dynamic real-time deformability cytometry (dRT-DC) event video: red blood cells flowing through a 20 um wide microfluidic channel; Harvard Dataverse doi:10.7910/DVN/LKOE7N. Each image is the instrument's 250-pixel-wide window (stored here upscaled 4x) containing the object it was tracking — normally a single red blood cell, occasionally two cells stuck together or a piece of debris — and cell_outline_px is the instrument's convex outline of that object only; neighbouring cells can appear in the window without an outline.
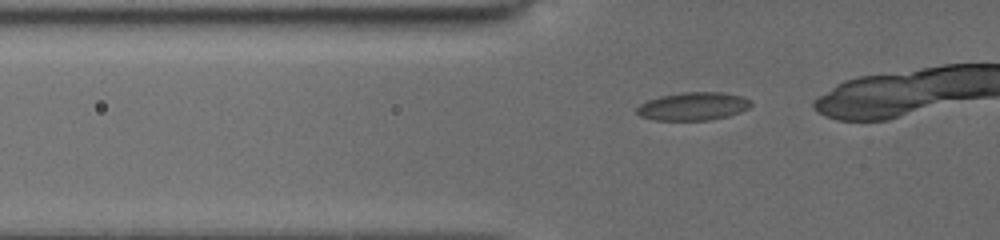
{"species": "common noctule bat (a hibernating species)", "species_latin": "Nyctalus noctula", "temperature_condition": "cold", "stored_images_in_passage": 16, "camera_frame_rate_fps": 3000, "um_per_image_px": 0.085, "animal": {"sex": "female", "body_mass_g": 19.5, "forearm_length_mm": 54.1}, "frame": {"image": 1, "passage_image": 9, "time_ms": 3.667, "image_size_px": [1000, 240], "cell_outline_px": [[752, 104], [748, 108], [740, 112], [728, 116], [708, 120], [656, 120], [640, 116], [636, 112], [636, 108], [640, 104], [648, 100], [660, 96], [680, 92], [724, 92], [740, 96], [752, 100]], "centroid_in_image_um": [58.92, 9.03], "position_along_channel_um": 66.9, "area_um2": 18.73}}
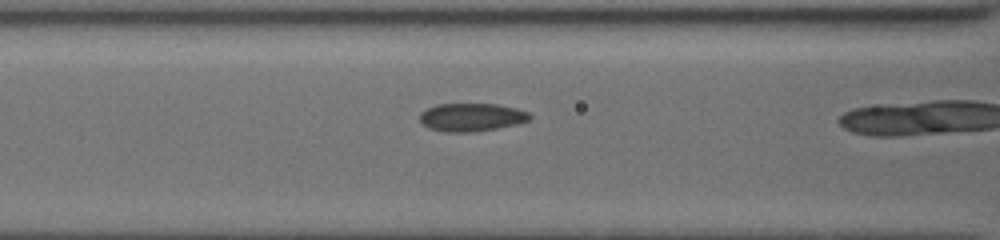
{"frame": {"image": 2, "passage_image": 13, "time_ms": 5.333, "image_size_px": [1000, 240], "cell_outline_px": [[532, 116], [528, 120], [516, 124], [496, 128], [472, 132], [444, 132], [428, 128], [420, 120], [420, 112], [436, 104], [496, 104], [516, 108], [528, 112]], "centroid_in_image_um": [40.06, 9.96], "position_along_channel_um": 126.5, "area_um2": 17.92}}
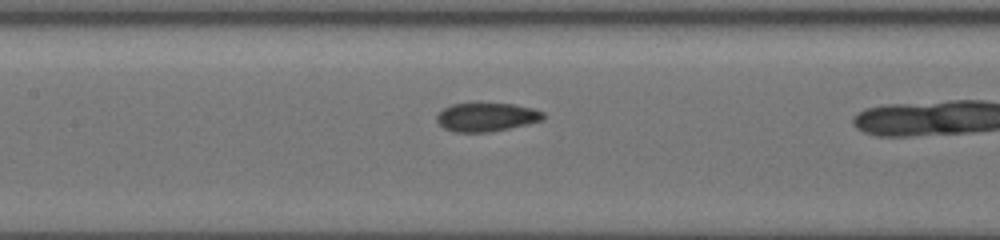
{"frame": {"image": 3, "passage_image": 15, "time_ms": 6.333, "image_size_px": [1000, 240], "cell_outline_px": [[544, 120], [528, 124], [492, 132], [452, 132], [444, 128], [436, 120], [436, 116], [444, 108], [452, 104], [512, 104], [532, 108], [544, 112]], "centroid_in_image_um": [41.36, 9.97], "position_along_channel_um": 166.0, "area_um2": 17.69}}